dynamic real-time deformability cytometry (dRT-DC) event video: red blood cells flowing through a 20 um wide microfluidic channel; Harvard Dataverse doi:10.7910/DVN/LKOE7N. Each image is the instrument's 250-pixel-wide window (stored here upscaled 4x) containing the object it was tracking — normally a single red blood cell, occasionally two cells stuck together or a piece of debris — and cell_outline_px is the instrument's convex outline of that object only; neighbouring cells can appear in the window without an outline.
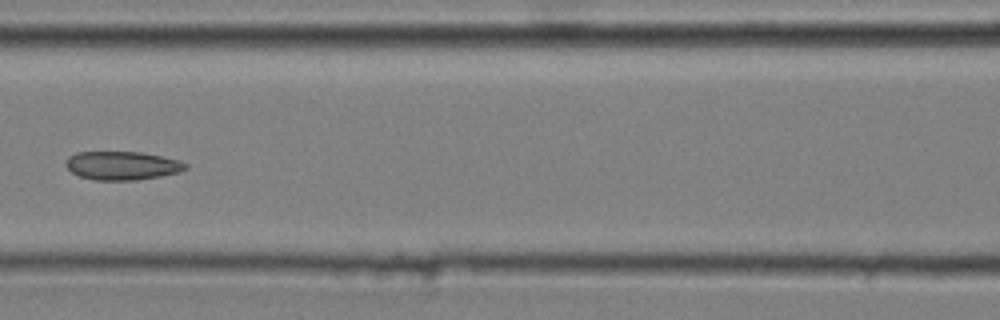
{"species": "common noctule bat (a hibernating species)", "species_latin": "Nyctalus noctula", "temperature_condition": "cold", "stored_images_in_passage": 9, "camera_frame_rate_fps": 3000, "um_per_image_px": 0.085, "animal": {"sex": "male", "body_mass_g": 20.4}, "frame": {"image": 1, "passage_image": 6, "time_ms": 1.667, "image_size_px": [1000, 320], "cell_outline_px": [[188, 168], [180, 172], [160, 176], [136, 180], [96, 180], [80, 176], [72, 172], [64, 164], [68, 156], [76, 152], [140, 152], [180, 160], [188, 164]], "centroid_in_image_um": [10.39, 14.07], "position_along_channel_um": 156.2, "area_um2": 19.94}}
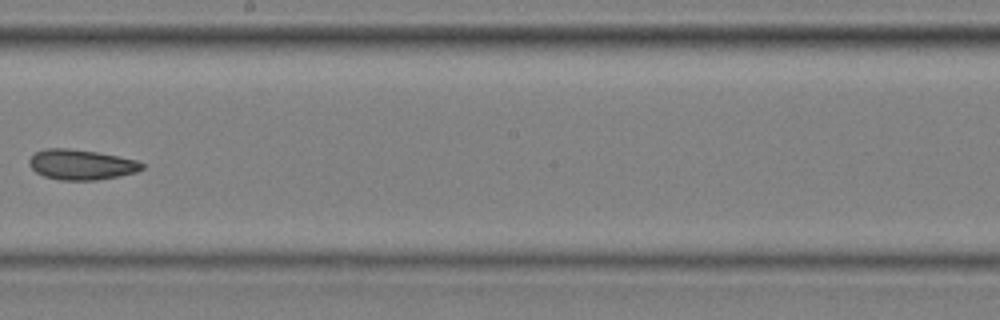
{"frame": {"image": 2, "passage_image": 8, "time_ms": 2.333, "image_size_px": [1000, 320], "cell_outline_px": [[144, 168], [136, 172], [120, 176], [96, 180], [60, 180], [44, 176], [36, 172], [28, 164], [28, 160], [36, 152], [44, 148], [68, 148], [96, 152], [136, 160], [144, 164]], "centroid_in_image_um": [6.89, 13.99], "position_along_channel_um": 241.3, "area_um2": 19.83}}
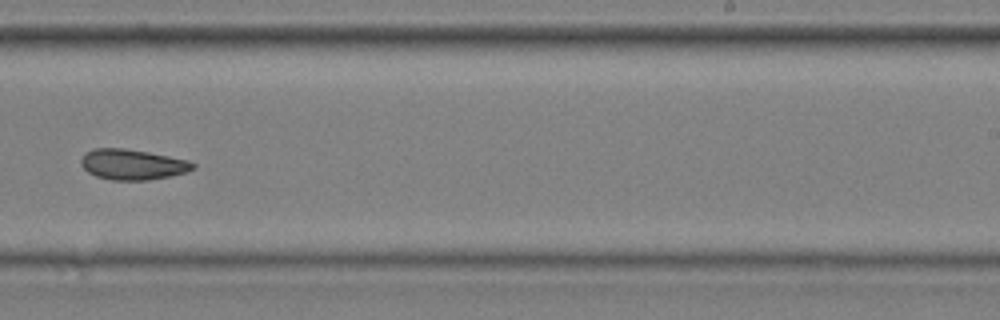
{"frame": {"image": 3, "passage_image": 9, "time_ms": 2.667, "image_size_px": [1000, 320], "cell_outline_px": [[196, 168], [188, 172], [172, 176], [148, 180], [112, 180], [96, 176], [88, 172], [80, 164], [80, 160], [84, 152], [92, 148], [124, 148], [148, 152], [188, 160], [196, 164]], "centroid_in_image_um": [11.26, 13.98], "position_along_channel_um": 277.7, "area_um2": 20.11}}